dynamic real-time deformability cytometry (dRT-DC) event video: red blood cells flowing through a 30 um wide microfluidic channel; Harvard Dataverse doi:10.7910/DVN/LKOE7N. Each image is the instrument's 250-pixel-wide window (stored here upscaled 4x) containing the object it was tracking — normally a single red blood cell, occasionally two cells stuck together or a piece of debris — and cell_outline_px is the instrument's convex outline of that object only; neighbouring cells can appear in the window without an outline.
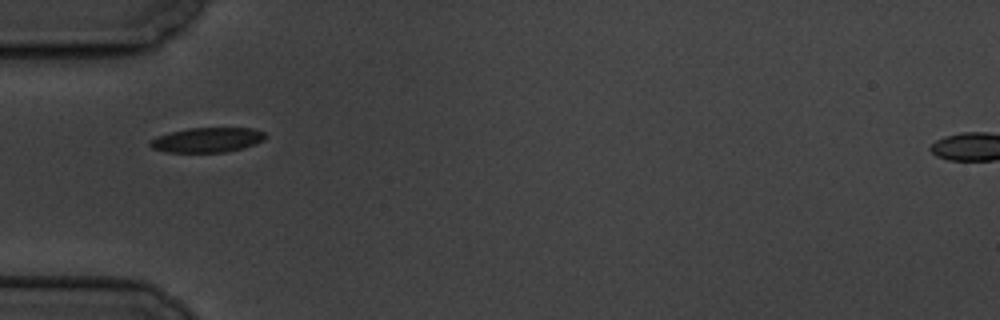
{"species": "common noctule bat (a hibernating species)", "species_latin": "Nyctalus noctula", "temperature_condition": "cold", "stored_images_in_passage": 2, "camera_frame_rate_fps": 3000, "um_per_image_px": 0.085, "animal": {"sex": "male", "body_mass_g": 19.5, "forearm_length_mm": 54.6}, "frame": {"image": 1, "passage_image": 1, "time_ms": 0.0, "image_size_px": [1000, 320], "cell_outline_px": [[264, 140], [256, 144], [224, 152], [164, 152], [152, 148], [148, 144], [148, 140], [156, 136], [188, 128], [252, 128], [264, 132]], "centroid_in_image_um": [17.56, 11.89], "position_along_channel_um": 67.4, "area_um2": 16.59}}
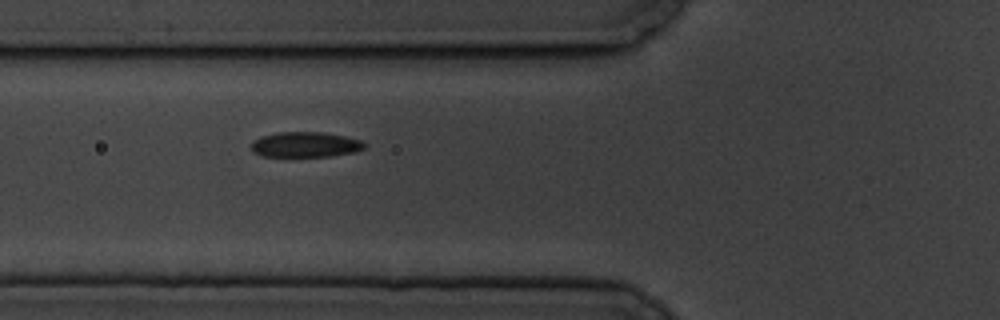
{"frame": {"image": 2, "passage_image": 2, "time_ms": 1.0, "image_size_px": [1000, 320], "cell_outline_px": [[368, 144], [364, 148], [356, 152], [328, 156], [260, 156], [252, 152], [252, 140], [260, 136], [276, 132], [324, 132], [344, 136], [360, 140]], "centroid_in_image_um": [25.94, 12.28], "position_along_channel_um": 99.9, "area_um2": 16.82}}